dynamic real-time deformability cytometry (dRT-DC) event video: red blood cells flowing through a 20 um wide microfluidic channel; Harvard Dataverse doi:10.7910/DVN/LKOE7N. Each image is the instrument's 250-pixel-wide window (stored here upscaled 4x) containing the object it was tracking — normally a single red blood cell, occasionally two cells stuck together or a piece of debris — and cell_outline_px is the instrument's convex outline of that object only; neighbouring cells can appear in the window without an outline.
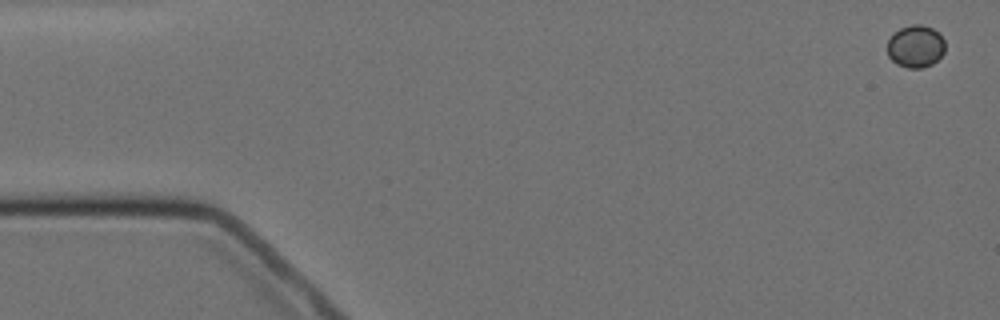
{"species": "Egyptian fruit bat (a non-hibernating species)", "species_latin": "Rousettus aegyptiacus", "temperature_condition": "cold", "stored_images_in_passage": 5, "camera_frame_rate_fps": 3000, "um_per_image_px": 0.085, "animal": {"sex": "female"}, "frame": {"image": 1, "passage_image": 1, "time_ms": 0.0, "image_size_px": [1000, 320], "cell_outline_px": [[944, 52], [932, 64], [920, 68], [908, 68], [896, 64], [888, 56], [888, 40], [892, 32], [900, 28], [912, 24], [920, 24], [932, 28], [940, 32], [944, 40]], "centroid_in_image_um": [77.81, 3.92], "position_along_channel_um": 7.2, "area_um2": 14.39}}
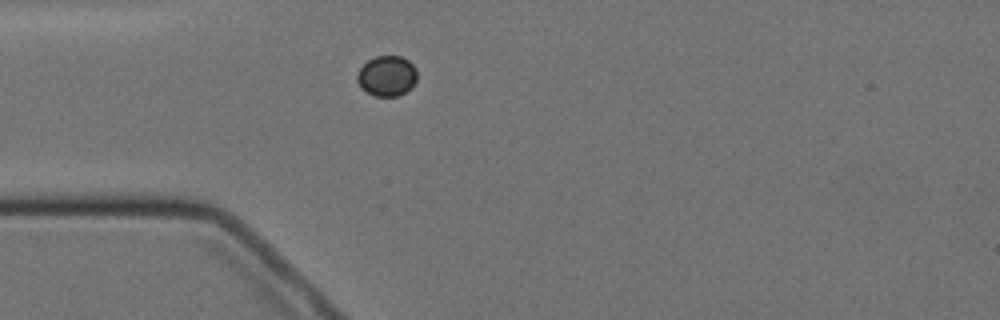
{"frame": {"image": 2, "passage_image": 5, "time_ms": 4.667, "image_size_px": [1000, 320], "cell_outline_px": [[416, 80], [404, 92], [396, 96], [376, 96], [360, 88], [356, 80], [356, 76], [360, 68], [368, 60], [376, 56], [400, 56], [408, 60], [416, 68]], "centroid_in_image_um": [32.85, 6.44], "position_along_channel_um": 52.2, "area_um2": 13.93}}